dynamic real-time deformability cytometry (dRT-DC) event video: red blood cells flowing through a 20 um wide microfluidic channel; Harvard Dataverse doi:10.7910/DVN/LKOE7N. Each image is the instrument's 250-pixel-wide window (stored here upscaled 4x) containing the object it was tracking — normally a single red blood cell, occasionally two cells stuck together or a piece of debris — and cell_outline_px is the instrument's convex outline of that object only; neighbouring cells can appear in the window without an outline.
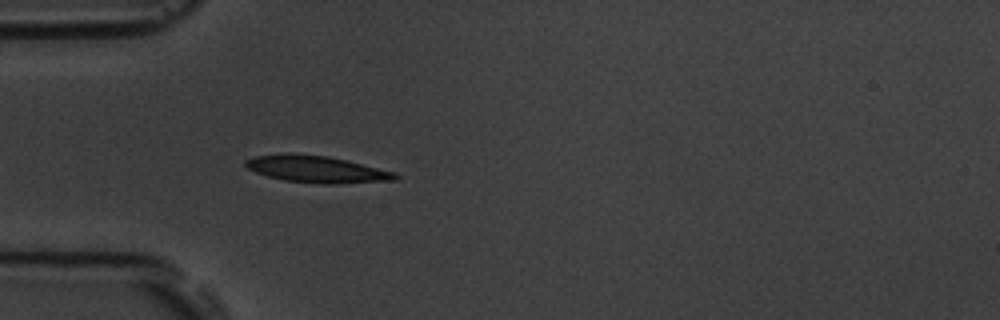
{"species": "common noctule bat (a hibernating species)", "species_latin": "Nyctalus noctula", "temperature_condition": "room temperature", "stored_images_in_passage": 24, "camera_frame_rate_fps": 3000, "um_per_image_px": 0.085, "animal": {"sex": "male", "body_mass_g": 19.5, "forearm_length_mm": 54.6}, "frame": {"image": 1, "passage_image": 4, "time_ms": 1.0, "image_size_px": [1000, 320], "cell_outline_px": [[400, 176], [396, 180], [332, 184], [324, 184], [284, 180], [268, 176], [256, 172], [248, 168], [244, 164], [244, 160], [256, 156], [328, 156], [396, 172]], "centroid_in_image_um": [27.01, 14.43], "position_along_channel_um": 58.0, "area_um2": 22.37}}
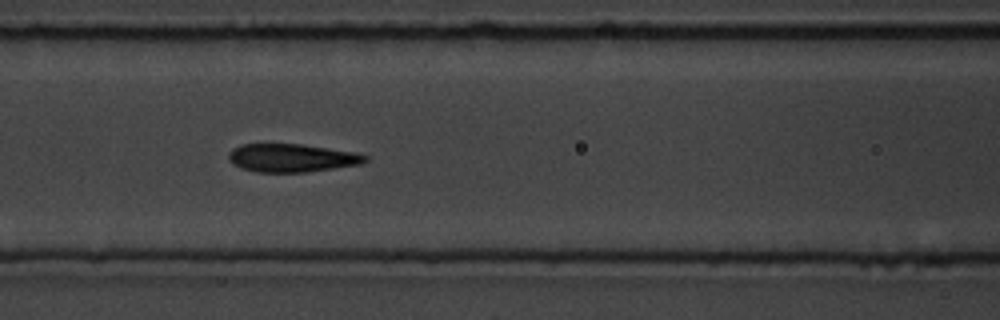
{"frame": {"image": 2, "passage_image": 11, "time_ms": 3.333, "image_size_px": [1000, 320], "cell_outline_px": [[368, 160], [360, 164], [304, 172], [256, 172], [240, 168], [232, 164], [228, 160], [228, 152], [232, 148], [240, 144], [300, 144], [356, 152], [368, 156]], "centroid_in_image_um": [24.74, 13.42], "position_along_channel_um": 141.9, "area_um2": 22.48}}
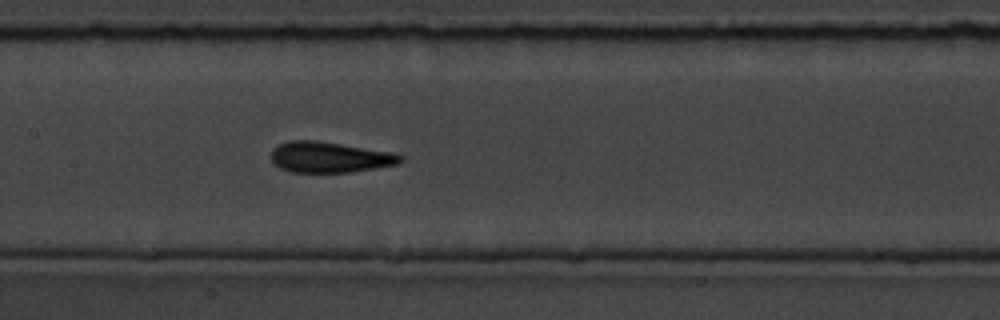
{"frame": {"image": 3, "passage_image": 14, "time_ms": 4.333, "image_size_px": [1000, 320], "cell_outline_px": [[404, 160], [400, 164], [352, 172], [288, 172], [272, 164], [272, 148], [288, 140], [316, 140], [392, 152], [404, 156]], "centroid_in_image_um": [28.03, 13.36], "position_along_channel_um": 179.4, "area_um2": 23.41}}